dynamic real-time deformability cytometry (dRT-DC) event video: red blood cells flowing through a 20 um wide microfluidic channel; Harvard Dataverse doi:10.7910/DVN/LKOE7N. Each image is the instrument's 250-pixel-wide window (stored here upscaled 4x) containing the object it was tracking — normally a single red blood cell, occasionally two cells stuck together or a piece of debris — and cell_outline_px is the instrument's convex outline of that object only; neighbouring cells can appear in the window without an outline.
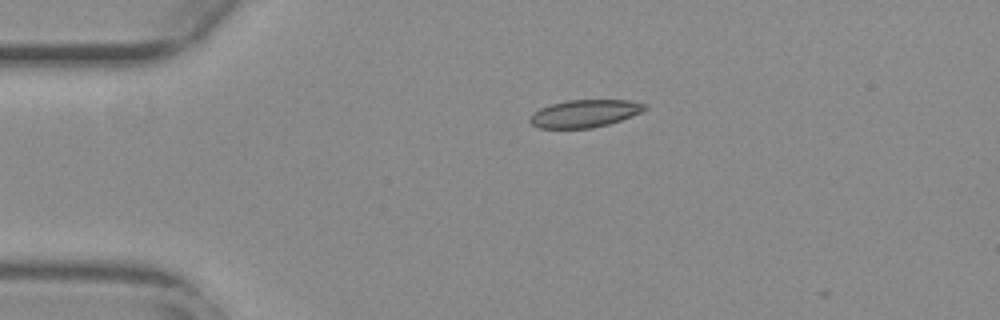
{"species": "common noctule bat (a hibernating species)", "species_latin": "Nyctalus noctula", "temperature_condition": "warm", "stored_images_in_passage": 2, "camera_frame_rate_fps": 3000, "um_per_image_px": 0.085, "animal": {"sex": "female", "body_mass_g": 29.2, "forearm_length_mm": 56.3}, "frame": {"image": 1, "passage_image": 1, "time_ms": 0.0, "image_size_px": [1000, 320], "cell_outline_px": [[648, 108], [640, 112], [620, 120], [608, 124], [592, 128], [540, 128], [532, 124], [528, 120], [528, 116], [532, 112], [540, 108], [552, 104], [568, 100], [628, 100], [648, 104]], "centroid_in_image_um": [49.67, 9.64], "position_along_channel_um": 35.3, "area_um2": 18.44}}